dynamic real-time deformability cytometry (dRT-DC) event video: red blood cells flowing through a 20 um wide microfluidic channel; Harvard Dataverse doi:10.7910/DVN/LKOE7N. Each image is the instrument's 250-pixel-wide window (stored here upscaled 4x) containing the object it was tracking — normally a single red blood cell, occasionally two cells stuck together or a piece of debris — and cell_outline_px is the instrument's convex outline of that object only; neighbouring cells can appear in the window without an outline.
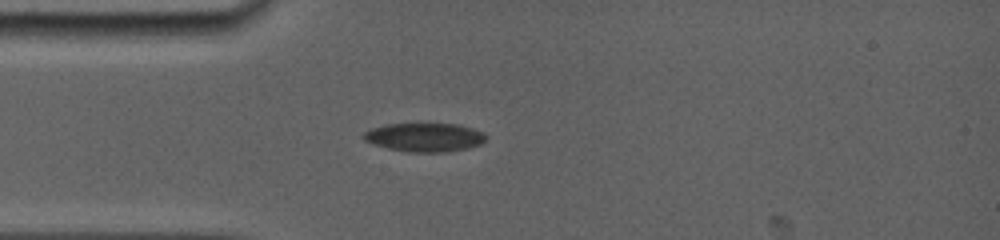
{"species": "common noctule bat (a hibernating species)", "species_latin": "Nyctalus noctula", "temperature_condition": "room temperature", "stored_images_in_passage": 37, "camera_frame_rate_fps": 5000, "um_per_image_px": 0.085, "animal": {"sex": "female", "body_mass_g": 19.0, "forearm_length_mm": 56.7}, "frame": {"image": 1, "passage_image": 8, "time_ms": 2.6, "image_size_px": [1000, 240], "cell_outline_px": [[488, 136], [480, 144], [468, 148], [444, 152], [408, 152], [388, 148], [364, 140], [360, 136], [364, 132], [372, 128], [384, 124], [460, 124], [484, 132]], "centroid_in_image_um": [36.1, 11.66], "position_along_channel_um": 48.9, "area_um2": 20.46}}
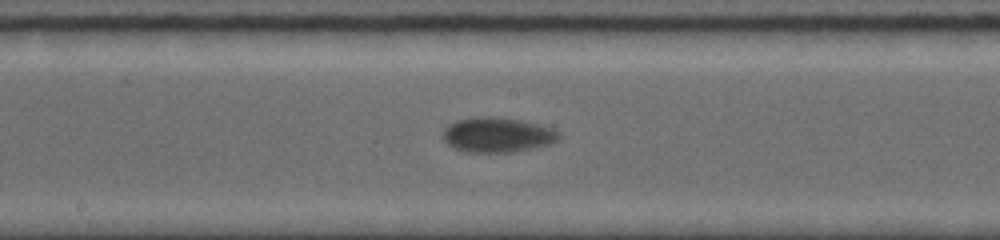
{"frame": {"image": 2, "passage_image": 19, "time_ms": 7.0, "image_size_px": [1000, 240], "cell_outline_px": [[560, 136], [556, 140], [548, 144], [532, 148], [512, 152], [468, 152], [452, 148], [444, 140], [444, 128], [448, 124], [456, 120], [476, 116], [492, 116], [520, 120], [552, 128], [560, 132]], "centroid_in_image_um": [42.24, 11.45], "position_along_channel_um": 206.0, "area_um2": 23.52}}
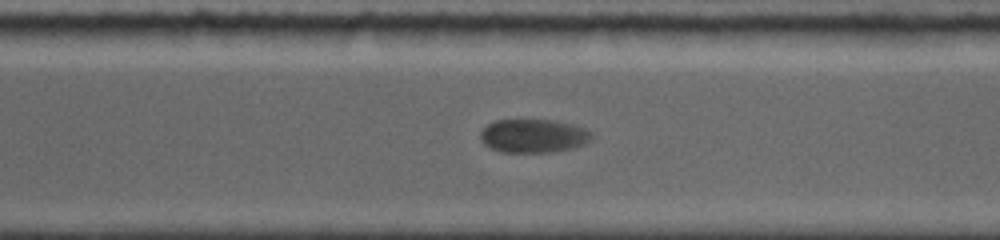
{"frame": {"image": 3, "passage_image": 29, "time_ms": 10.2, "image_size_px": [1000, 240], "cell_outline_px": [[592, 140], [584, 144], [572, 148], [548, 152], [500, 152], [484, 144], [480, 136], [480, 132], [488, 124], [496, 120], [556, 120], [572, 124], [584, 128], [592, 132]], "centroid_in_image_um": [45.36, 11.54], "position_along_channel_um": 325.2, "area_um2": 21.73}}